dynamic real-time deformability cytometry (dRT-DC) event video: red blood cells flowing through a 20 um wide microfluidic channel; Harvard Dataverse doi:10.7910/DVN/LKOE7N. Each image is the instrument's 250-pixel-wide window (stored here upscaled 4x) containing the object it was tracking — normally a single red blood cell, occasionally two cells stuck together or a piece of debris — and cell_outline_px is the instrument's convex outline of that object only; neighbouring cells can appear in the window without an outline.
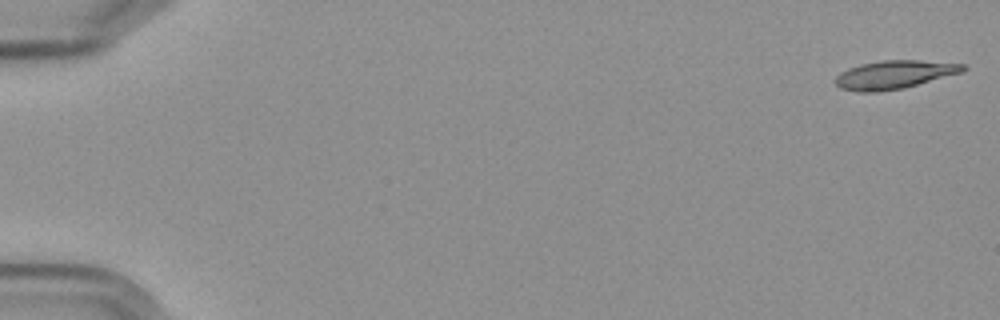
{"species": "Egyptian fruit bat (a non-hibernating species)", "species_latin": "Rousettus aegyptiacus", "temperature_condition": "cold", "stored_images_in_passage": 7, "camera_frame_rate_fps": 3000, "um_per_image_px": 0.085, "frame": {"image": 1, "passage_image": 1, "time_ms": 0.0, "image_size_px": [1000, 320], "cell_outline_px": [[968, 68], [964, 72], [904, 88], [876, 92], [860, 92], [840, 88], [832, 80], [840, 72], [848, 68], [860, 64], [880, 60], [920, 60], [964, 64]], "centroid_in_image_um": [76.01, 6.34], "position_along_channel_um": 9.0, "area_um2": 21.33}}